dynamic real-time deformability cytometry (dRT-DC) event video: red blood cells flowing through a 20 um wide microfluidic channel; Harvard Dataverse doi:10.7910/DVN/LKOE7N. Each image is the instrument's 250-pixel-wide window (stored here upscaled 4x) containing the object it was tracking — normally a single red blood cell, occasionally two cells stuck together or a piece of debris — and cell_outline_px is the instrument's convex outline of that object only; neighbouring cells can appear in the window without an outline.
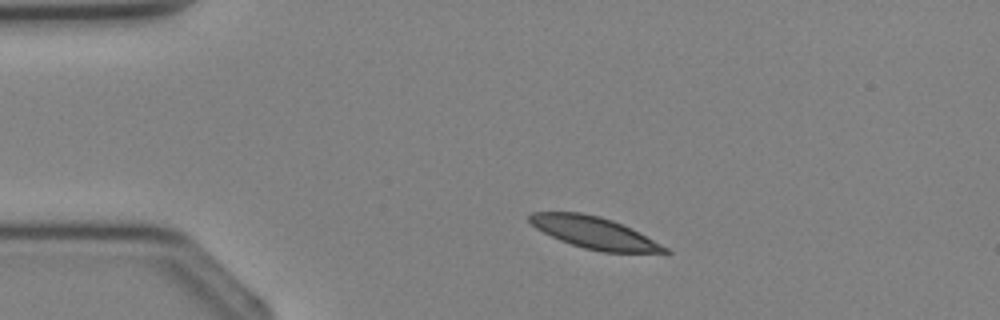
{"species": "Egyptian fruit bat (a non-hibernating species)", "species_latin": "Rousettus aegyptiacus", "temperature_condition": "cold", "stored_images_in_passage": 3, "camera_frame_rate_fps": 3000, "um_per_image_px": 0.085, "animal": {"sex": "female"}, "frame": {"image": 1, "passage_image": 1, "time_ms": 0.0, "image_size_px": [1000, 320], "cell_outline_px": [[672, 252], [600, 252], [584, 248], [560, 240], [536, 228], [528, 220], [528, 216], [532, 212], [580, 212], [600, 216], [612, 220], [668, 248]], "centroid_in_image_um": [50.43, 19.77], "position_along_channel_um": 34.6, "area_um2": 24.39}}
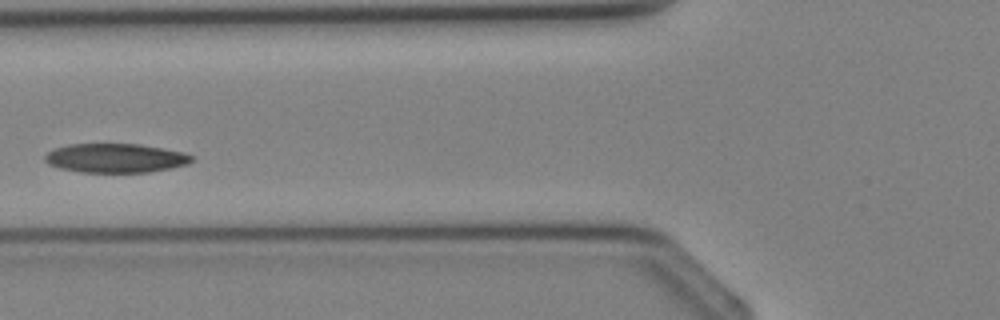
{"frame": {"image": 2, "passage_image": 3, "time_ms": 2.333, "image_size_px": [1000, 320], "cell_outline_px": [[196, 160], [188, 164], [172, 168], [148, 172], [80, 172], [60, 168], [48, 164], [44, 160], [44, 156], [48, 152], [56, 148], [68, 144], [140, 144], [184, 152], [192, 156]], "centroid_in_image_um": [9.84, 13.44], "position_along_channel_um": 116.0, "area_um2": 24.97}}